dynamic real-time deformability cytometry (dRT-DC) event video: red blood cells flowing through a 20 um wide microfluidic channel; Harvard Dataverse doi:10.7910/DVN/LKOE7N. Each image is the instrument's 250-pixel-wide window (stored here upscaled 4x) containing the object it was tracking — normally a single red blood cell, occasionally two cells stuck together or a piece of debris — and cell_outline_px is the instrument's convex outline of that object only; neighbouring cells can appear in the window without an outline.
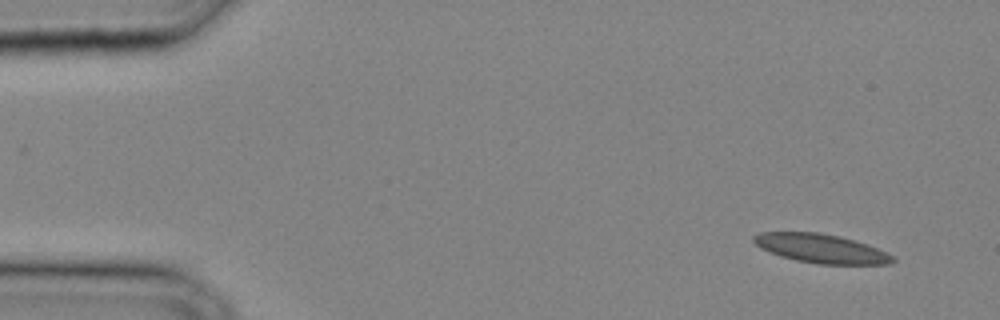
{"species": "common noctule bat (a hibernating species)", "species_latin": "Nyctalus noctula", "temperature_condition": "cold", "stored_images_in_passage": 9, "camera_frame_rate_fps": 3000, "um_per_image_px": 0.085, "animal": {"sex": "male", "body_mass_g": 20.4}, "frame": {"image": 1, "passage_image": 1, "time_ms": 0.0, "image_size_px": [1000, 320], "cell_outline_px": [[896, 260], [892, 264], [820, 264], [796, 260], [780, 256], [760, 248], [752, 240], [752, 236], [760, 232], [816, 232], [840, 236], [888, 252], [896, 256]], "centroid_in_image_um": [69.8, 21.13], "position_along_channel_um": 15.2, "area_um2": 23.41}}
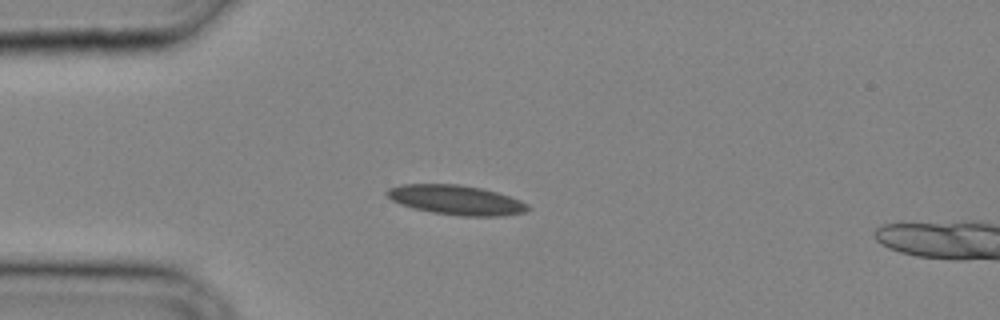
{"frame": {"image": 2, "passage_image": 7, "time_ms": 2.0, "image_size_px": [1000, 320], "cell_outline_px": [[532, 208], [524, 212], [504, 216], [460, 216], [432, 212], [412, 208], [400, 204], [392, 200], [384, 192], [388, 188], [400, 184], [460, 184], [480, 188], [496, 192], [520, 200], [528, 204]], "centroid_in_image_um": [38.76, 17.0], "position_along_channel_um": 46.2, "area_um2": 24.39}}